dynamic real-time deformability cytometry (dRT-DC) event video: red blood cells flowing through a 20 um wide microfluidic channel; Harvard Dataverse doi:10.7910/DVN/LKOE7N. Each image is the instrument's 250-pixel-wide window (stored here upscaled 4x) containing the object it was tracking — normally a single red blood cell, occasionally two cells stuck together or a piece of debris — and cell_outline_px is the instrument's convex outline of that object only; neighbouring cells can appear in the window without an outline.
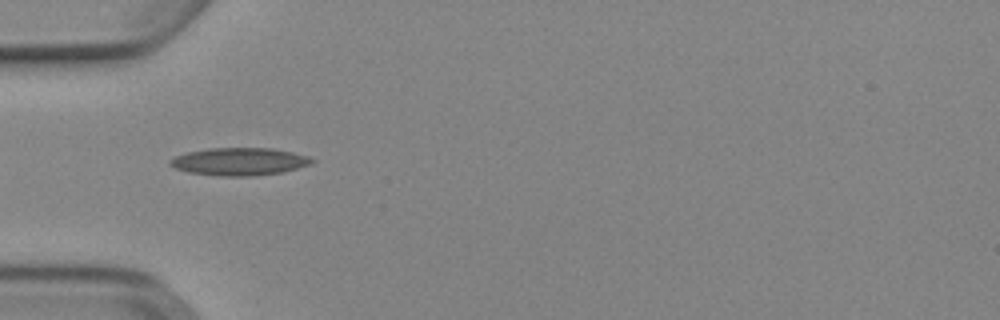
{"species": "Egyptian fruit bat (a non-hibernating species)", "species_latin": "Rousettus aegyptiacus", "temperature_condition": "cold", "stored_images_in_passage": 4, "camera_frame_rate_fps": 3000, "um_per_image_px": 0.085, "animal": {"sex": "female"}, "frame": {"image": 1, "passage_image": 1, "time_ms": 0.0, "image_size_px": [1000, 320], "cell_outline_px": [[316, 160], [312, 164], [280, 172], [252, 176], [220, 176], [188, 172], [176, 168], [168, 164], [168, 160], [176, 156], [188, 152], [208, 148], [272, 148], [292, 152], [308, 156]], "centroid_in_image_um": [20.34, 13.73], "position_along_channel_um": 64.7, "area_um2": 22.77}}